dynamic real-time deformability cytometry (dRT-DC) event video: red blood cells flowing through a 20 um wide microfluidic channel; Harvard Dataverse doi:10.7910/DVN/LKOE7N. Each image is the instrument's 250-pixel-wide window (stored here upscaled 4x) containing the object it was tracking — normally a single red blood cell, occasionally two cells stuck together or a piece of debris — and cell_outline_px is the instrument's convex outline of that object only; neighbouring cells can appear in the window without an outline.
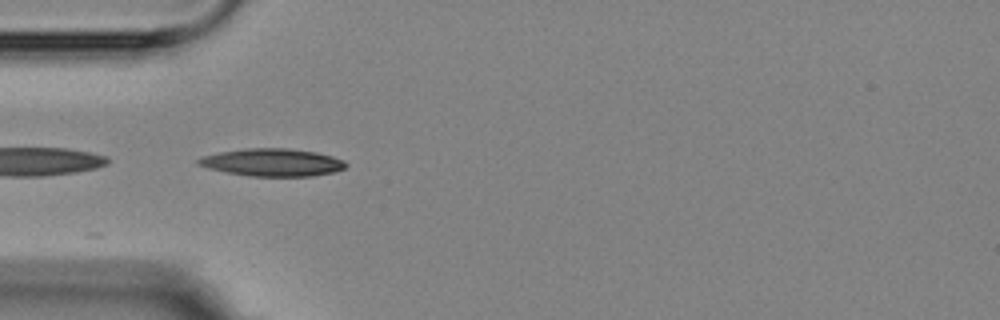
{"species": "Egyptian fruit bat (a non-hibernating species)", "species_latin": "Rousettus aegyptiacus", "temperature_condition": "room temperature", "stored_images_in_passage": 8, "camera_frame_rate_fps": 3000, "um_per_image_px": 0.085, "animal": {"sex": "female"}, "frame": {"image": 1, "passage_image": 4, "time_ms": 3.667, "image_size_px": [1000, 320], "cell_outline_px": [[348, 164], [344, 168], [336, 172], [312, 176], [248, 176], [208, 168], [196, 164], [196, 160], [204, 156], [220, 152], [244, 148], [288, 148], [316, 152], [332, 156], [344, 160]], "centroid_in_image_um": [23.18, 13.8], "position_along_channel_um": 61.8, "area_um2": 23.76}}
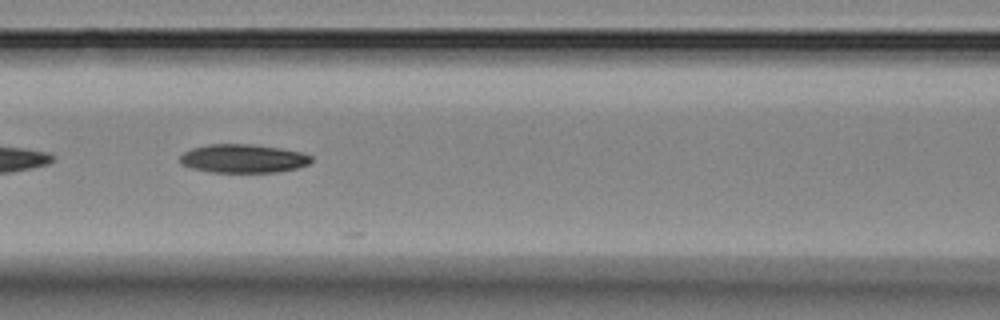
{"frame": {"image": 2, "passage_image": 6, "time_ms": 6.0, "image_size_px": [1000, 320], "cell_outline_px": [[312, 160], [308, 164], [296, 168], [276, 172], [212, 172], [192, 168], [180, 164], [180, 156], [184, 152], [192, 148], [208, 144], [248, 144], [280, 148], [300, 152], [312, 156]], "centroid_in_image_um": [20.65, 13.47], "position_along_channel_um": 146.0, "area_um2": 21.73}}
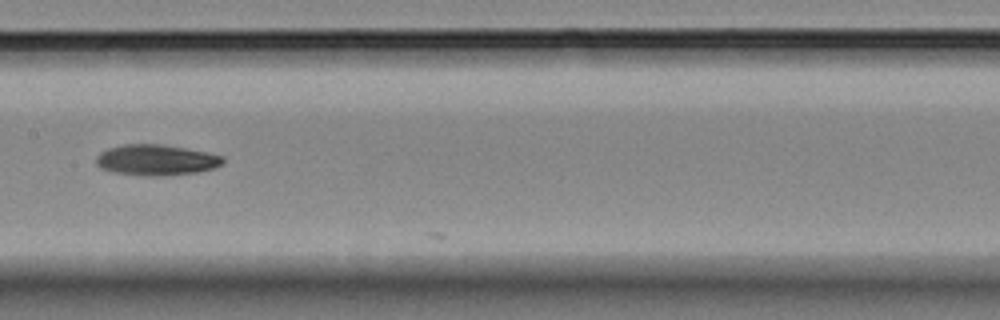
{"frame": {"image": 3, "passage_image": 7, "time_ms": 7.333, "image_size_px": [1000, 320], "cell_outline_px": [[224, 164], [212, 168], [196, 172], [164, 176], [148, 176], [116, 172], [100, 168], [96, 164], [96, 156], [100, 152], [108, 148], [124, 144], [160, 144], [208, 152], [224, 156]], "centroid_in_image_um": [13.28, 13.59], "position_along_channel_um": 194.1, "area_um2": 22.72}}